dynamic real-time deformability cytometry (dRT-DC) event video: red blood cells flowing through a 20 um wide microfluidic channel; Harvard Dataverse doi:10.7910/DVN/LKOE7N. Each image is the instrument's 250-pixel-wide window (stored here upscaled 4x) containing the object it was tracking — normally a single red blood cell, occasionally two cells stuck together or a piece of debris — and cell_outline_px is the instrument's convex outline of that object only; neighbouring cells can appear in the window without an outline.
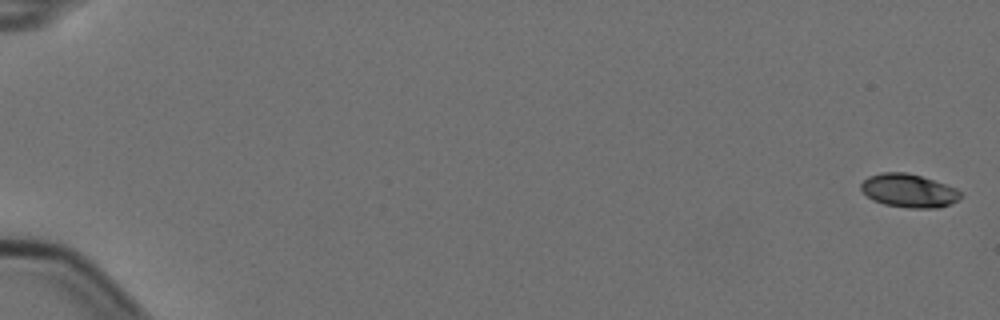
{"species": "Egyptian fruit bat (a non-hibernating species)", "species_latin": "Rousettus aegyptiacus", "temperature_condition": "cold", "stored_images_in_passage": 5, "camera_frame_rate_fps": 3000, "um_per_image_px": 0.085, "animal": {"sex": "female"}, "frame": {"image": 1, "passage_image": 1, "time_ms": 0.0, "image_size_px": [1000, 320], "cell_outline_px": [[964, 196], [940, 208], [908, 208], [884, 204], [872, 200], [860, 188], [860, 184], [868, 176], [880, 172], [908, 172], [956, 188]], "centroid_in_image_um": [77.22, 16.2], "position_along_channel_um": 7.8, "area_um2": 19.36}}
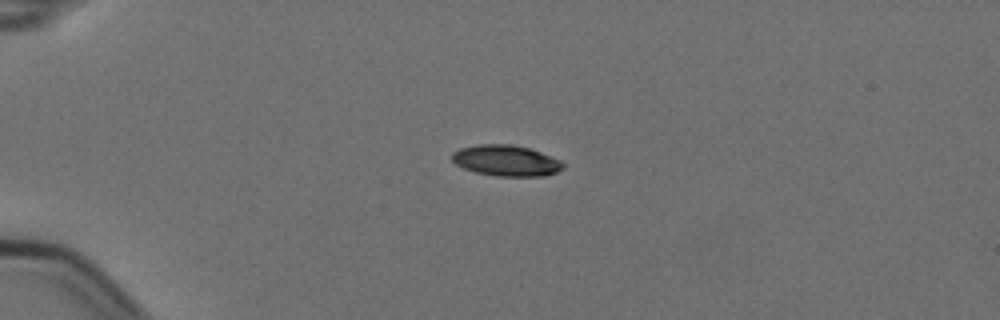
{"frame": {"image": 2, "passage_image": 5, "time_ms": 1.333, "image_size_px": [1000, 320], "cell_outline_px": [[564, 168], [556, 172], [544, 176], [496, 176], [476, 172], [464, 168], [456, 164], [452, 160], [452, 152], [460, 148], [476, 144], [512, 144], [528, 148], [540, 152], [560, 160], [564, 164]], "centroid_in_image_um": [43.01, 13.65], "position_along_channel_um": 42.0, "area_um2": 20.0}}